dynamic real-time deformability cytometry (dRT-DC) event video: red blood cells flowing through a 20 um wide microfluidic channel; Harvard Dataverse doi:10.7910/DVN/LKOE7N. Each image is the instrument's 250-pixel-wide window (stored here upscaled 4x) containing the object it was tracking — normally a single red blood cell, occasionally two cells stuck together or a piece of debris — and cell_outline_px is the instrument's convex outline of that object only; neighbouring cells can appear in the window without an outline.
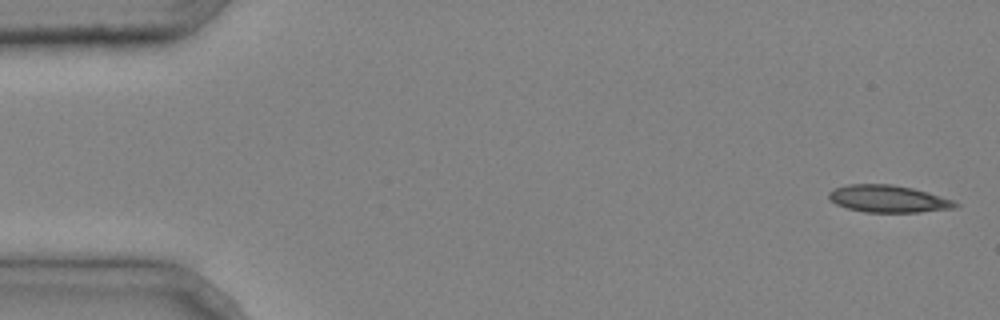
{"species": "common noctule bat (a hibernating species)", "species_latin": "Nyctalus noctula", "temperature_condition": "cold", "stored_images_in_passage": 4, "camera_frame_rate_fps": 3000, "um_per_image_px": 0.085, "animal": {"sex": "male", "body_mass_g": 20.4}, "frame": {"image": 1, "passage_image": 1, "time_ms": 0.0, "image_size_px": [1000, 320], "cell_outline_px": [[960, 204], [956, 208], [920, 212], [864, 212], [848, 208], [836, 204], [828, 196], [828, 192], [832, 188], [848, 184], [892, 184], [912, 188], [928, 192], [952, 200]], "centroid_in_image_um": [75.49, 16.89], "position_along_channel_um": 9.5, "area_um2": 20.06}}